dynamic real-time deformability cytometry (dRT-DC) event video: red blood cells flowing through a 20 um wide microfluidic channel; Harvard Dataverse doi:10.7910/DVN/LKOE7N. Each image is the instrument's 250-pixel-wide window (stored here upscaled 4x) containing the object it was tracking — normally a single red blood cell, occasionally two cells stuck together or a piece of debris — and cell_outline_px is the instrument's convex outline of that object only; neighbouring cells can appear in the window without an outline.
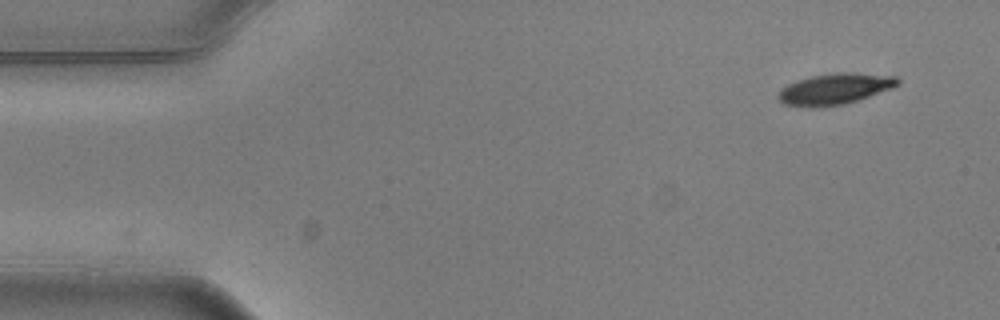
{"species": "common noctule bat (a hibernating species)", "species_latin": "Nyctalus noctula", "temperature_condition": "warm", "stored_images_in_passage": 4, "camera_frame_rate_fps": 3000, "um_per_image_px": 0.085, "animal": {"sex": "male", "body_mass_g": 20.5, "forearm_length_mm": 52.5}, "frame": {"image": 1, "passage_image": 1, "time_ms": 0.0, "image_size_px": [1000, 320], "cell_outline_px": [[900, 84], [892, 88], [844, 104], [816, 108], [812, 108], [784, 104], [776, 96], [780, 88], [796, 80], [812, 76], [836, 72], [852, 72], [896, 76], [900, 80]], "centroid_in_image_um": [70.93, 7.55], "position_along_channel_um": 14.1, "area_um2": 21.73}}
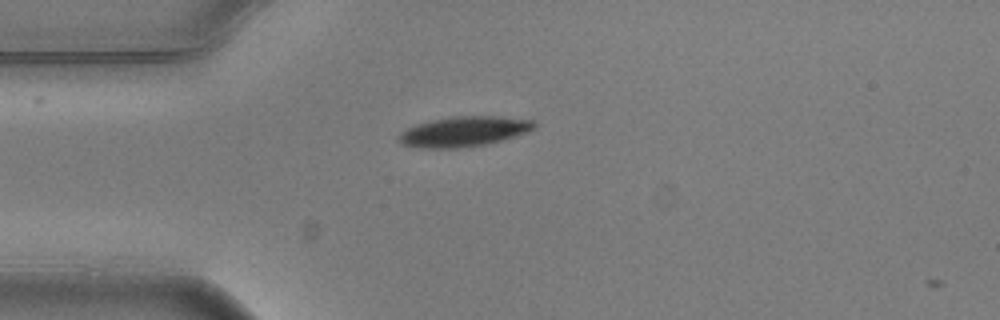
{"frame": {"image": 2, "passage_image": 3, "time_ms": 0.667, "image_size_px": [1000, 320], "cell_outline_px": [[536, 128], [528, 132], [516, 136], [484, 144], [456, 148], [420, 148], [400, 144], [396, 140], [396, 136], [400, 132], [416, 124], [432, 120], [452, 116], [500, 116], [536, 120]], "centroid_in_image_um": [39.42, 11.17], "position_along_channel_um": 45.6, "area_um2": 23.99}}